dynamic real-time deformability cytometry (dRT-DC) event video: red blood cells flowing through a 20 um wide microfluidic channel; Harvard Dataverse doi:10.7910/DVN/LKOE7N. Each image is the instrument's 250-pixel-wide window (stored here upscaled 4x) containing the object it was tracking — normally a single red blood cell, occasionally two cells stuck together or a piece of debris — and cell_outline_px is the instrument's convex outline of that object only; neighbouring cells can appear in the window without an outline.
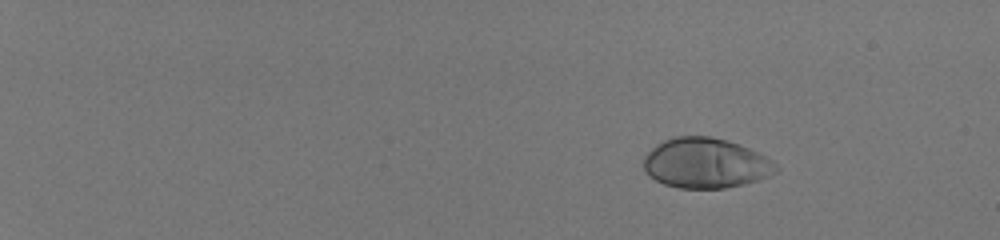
{"species": "human", "species_latin": "Homo sapiens", "temperature_condition": "room temperature", "stored_images_in_passage": 48, "camera_frame_rate_fps": 3000, "um_per_image_px": 0.085, "donor": {"sex": "male"}, "frame": {"image": 1, "passage_image": 1, "time_ms": 0.0, "image_size_px": [1000, 240], "cell_outline_px": [[780, 168], [776, 172], [768, 176], [744, 184], [724, 188], [680, 188], [664, 184], [648, 176], [644, 172], [644, 156], [656, 144], [672, 136], [708, 136], [728, 140], [740, 144], [772, 160]], "centroid_in_image_um": [59.96, 13.86], "position_along_channel_um": 25.0, "area_um2": 38.73}}
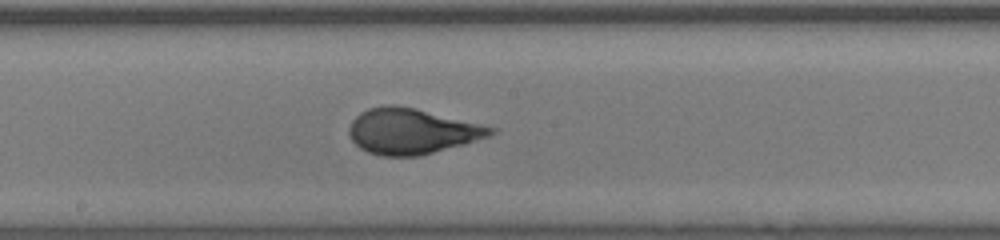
{"frame": {"image": 2, "passage_image": 28, "time_ms": 9.0, "image_size_px": [1000, 240], "cell_outline_px": [[496, 132], [488, 136], [464, 144], [420, 156], [380, 156], [368, 152], [360, 148], [352, 140], [348, 132], [348, 128], [352, 120], [360, 112], [368, 108], [388, 104], [396, 104], [416, 108], [496, 128]], "centroid_in_image_um": [34.96, 11.15], "position_along_channel_um": 213.2, "area_um2": 37.57}}
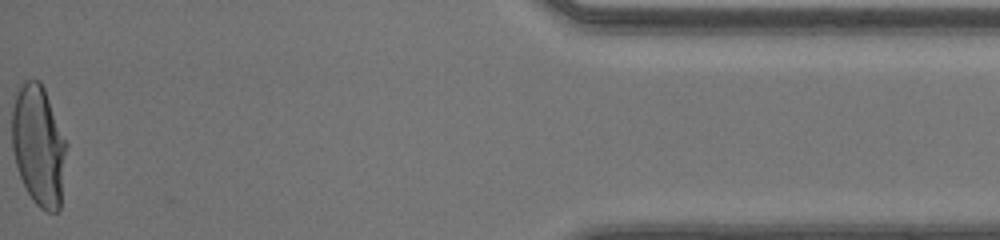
{"frame": {"image": 3, "passage_image": 48, "time_ms": 15.667, "image_size_px": [1000, 240], "cell_outline_px": [[68, 144], [60, 208], [56, 212], [48, 212], [40, 208], [32, 200], [20, 176], [16, 164], [12, 148], [12, 108], [16, 96], [24, 80], [40, 80], [44, 88]], "centroid_in_image_um": [3.3, 12.39], "position_along_channel_um": 431.9, "area_um2": 38.32}, "authors_computed_cell_mechanics": {"area_um2": 37.1076, "velocity_mm_per_s": 4.1458, "shape_relaxation_time_tau1_ms": 5.321, "shape_relaxation_time_tau2_ms": null, "deformation_change_tau1": 0.2426, "deformation_change_tau2": null}}